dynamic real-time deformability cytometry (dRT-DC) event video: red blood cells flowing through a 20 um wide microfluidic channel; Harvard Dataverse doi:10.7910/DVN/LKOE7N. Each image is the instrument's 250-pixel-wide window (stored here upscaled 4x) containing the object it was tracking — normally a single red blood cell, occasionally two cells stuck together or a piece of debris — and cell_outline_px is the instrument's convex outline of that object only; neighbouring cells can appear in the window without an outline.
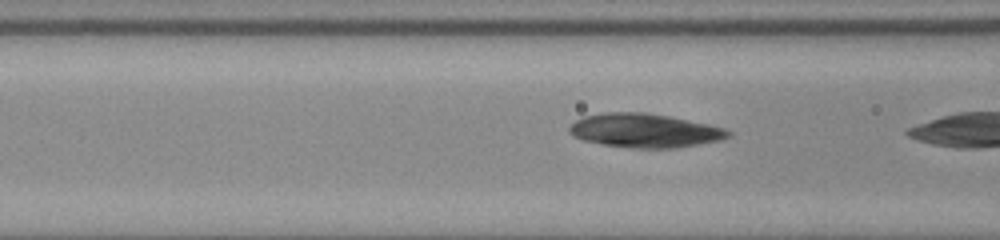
{"species": "common noctule bat (a hibernating species)", "species_latin": "Nyctalus noctula", "temperature_condition": "room temperature", "stored_images_in_passage": 5, "camera_frame_rate_fps": 3000, "um_per_image_px": 0.085, "animal": {"sex": "male", "body_mass_g": 20.0, "forearm_length_mm": 53.3}, "frame": {"image": 1, "passage_image": 4, "time_ms": 1.0, "image_size_px": [1000, 240], "cell_outline_px": [[732, 136], [720, 140], [676, 148], [632, 148], [604, 144], [584, 140], [572, 136], [568, 132], [568, 128], [576, 120], [584, 116], [604, 112], [644, 112], [668, 116], [708, 124], [724, 128], [732, 132]], "centroid_in_image_um": [54.79, 11.09], "position_along_channel_um": 111.8, "area_um2": 31.33}}